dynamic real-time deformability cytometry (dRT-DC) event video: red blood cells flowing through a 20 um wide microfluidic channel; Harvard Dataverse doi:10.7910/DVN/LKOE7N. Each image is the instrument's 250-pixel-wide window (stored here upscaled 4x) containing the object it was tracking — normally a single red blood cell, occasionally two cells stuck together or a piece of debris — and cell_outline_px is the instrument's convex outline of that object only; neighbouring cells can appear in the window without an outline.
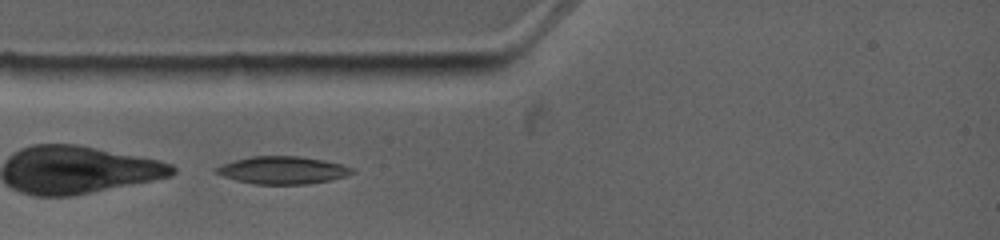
{"species": "common noctule bat (a hibernating species)", "species_latin": "Nyctalus noctula", "temperature_condition": "warm", "stored_images_in_passage": 3, "camera_frame_rate_fps": 4500, "um_per_image_px": 0.085, "animal": {"sex": "female", "body_mass_g": 19.0, "forearm_length_mm": 53.3}, "frame": {"image": 1, "passage_image": 2, "time_ms": 0.667, "image_size_px": [1000, 240], "cell_outline_px": [[356, 172], [344, 176], [328, 180], [308, 184], [256, 184], [236, 180], [224, 176], [216, 172], [216, 168], [224, 164], [236, 160], [252, 156], [300, 156], [324, 160], [340, 164], [352, 168]], "centroid_in_image_um": [24.05, 14.46], "position_along_channel_um": 61.0, "area_um2": 21.44}}